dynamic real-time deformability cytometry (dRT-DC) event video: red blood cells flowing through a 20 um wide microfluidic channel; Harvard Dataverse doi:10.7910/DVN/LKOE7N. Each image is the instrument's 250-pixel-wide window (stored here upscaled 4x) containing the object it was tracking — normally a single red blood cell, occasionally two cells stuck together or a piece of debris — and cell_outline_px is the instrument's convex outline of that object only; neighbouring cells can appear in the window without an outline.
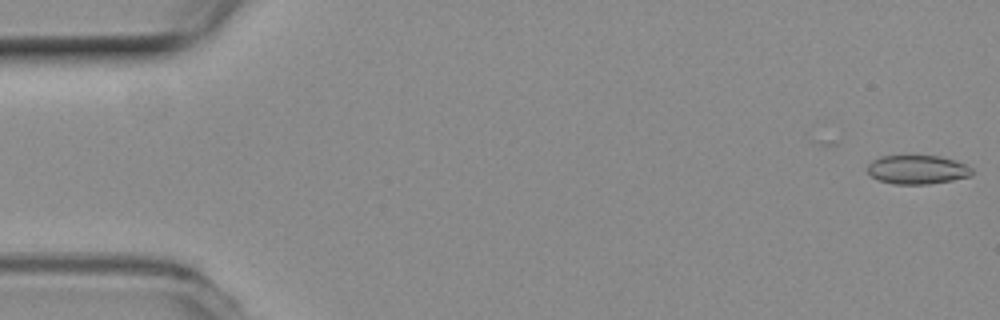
{"species": "common noctule bat (a hibernating species)", "species_latin": "Nyctalus noctula", "temperature_condition": "room temperature", "stored_images_in_passage": 40, "camera_frame_rate_fps": 3000, "um_per_image_px": 0.085, "animal": {"sex": "female", "body_mass_g": 19.3, "forearm_length_mm": 54.1}, "frame": {"image": 1, "passage_image": 1, "time_ms": 0.0, "image_size_px": [1000, 320], "cell_outline_px": [[972, 176], [952, 180], [928, 184], [892, 184], [880, 180], [872, 176], [868, 172], [868, 164], [872, 160], [880, 156], [940, 156], [956, 160], [972, 168]], "centroid_in_image_um": [77.98, 14.42], "position_along_channel_um": 7.0, "area_um2": 17.57}}
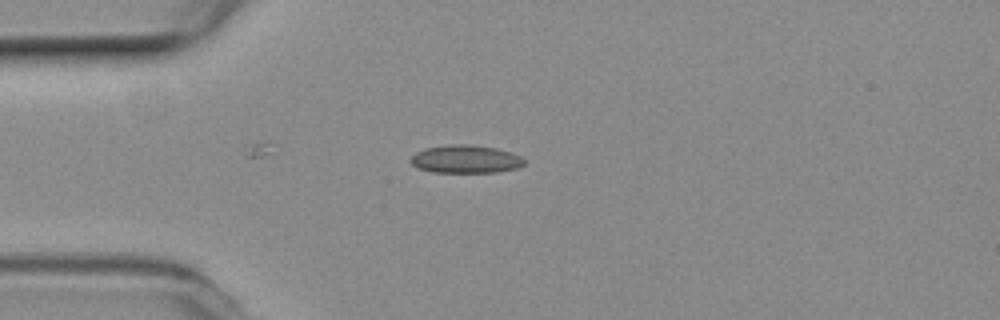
{"frame": {"image": 2, "passage_image": 14, "time_ms": 4.333, "image_size_px": [1000, 320], "cell_outline_px": [[524, 164], [516, 168], [496, 172], [432, 172], [416, 168], [408, 160], [416, 152], [424, 148], [448, 144], [468, 144], [496, 148], [520, 156], [524, 160]], "centroid_in_image_um": [39.51, 13.52], "position_along_channel_um": 45.5, "area_um2": 18.55}}
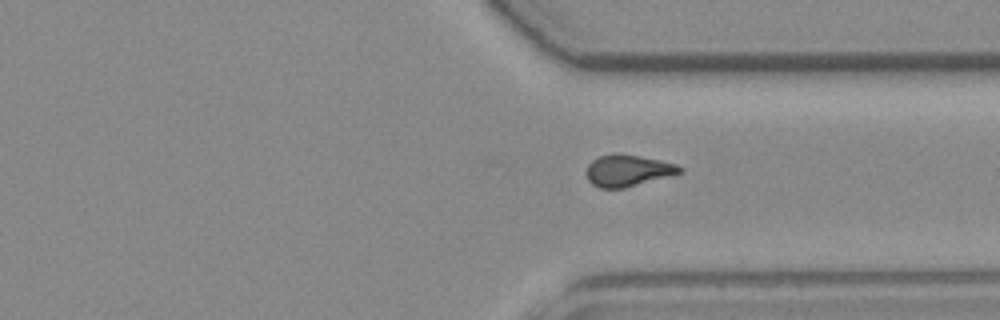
{"frame": {"image": 3, "passage_image": 40, "time_ms": 13.0, "image_size_px": [1000, 320], "cell_outline_px": [[684, 172], [676, 176], [624, 188], [600, 188], [592, 184], [588, 180], [584, 172], [588, 164], [592, 160], [600, 156], [636, 156], [660, 160], [676, 164], [684, 168]], "centroid_in_image_um": [53.43, 14.55], "position_along_channel_um": 358.0, "area_um2": 17.17}}